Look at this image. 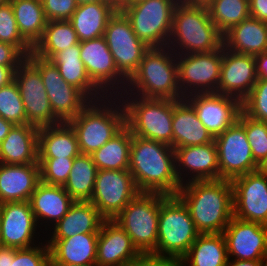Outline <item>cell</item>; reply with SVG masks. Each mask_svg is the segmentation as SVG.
Here are the masks:
<instances>
[{
  "label": "cell",
  "mask_w": 267,
  "mask_h": 266,
  "mask_svg": "<svg viewBox=\"0 0 267 266\" xmlns=\"http://www.w3.org/2000/svg\"><path fill=\"white\" fill-rule=\"evenodd\" d=\"M129 172L140 193L177 195L175 151L170 145L132 135Z\"/></svg>",
  "instance_id": "obj_1"
},
{
  "label": "cell",
  "mask_w": 267,
  "mask_h": 266,
  "mask_svg": "<svg viewBox=\"0 0 267 266\" xmlns=\"http://www.w3.org/2000/svg\"><path fill=\"white\" fill-rule=\"evenodd\" d=\"M177 196L200 234L223 233L233 217L231 180L191 181L181 185Z\"/></svg>",
  "instance_id": "obj_2"
},
{
  "label": "cell",
  "mask_w": 267,
  "mask_h": 266,
  "mask_svg": "<svg viewBox=\"0 0 267 266\" xmlns=\"http://www.w3.org/2000/svg\"><path fill=\"white\" fill-rule=\"evenodd\" d=\"M130 91V92H129ZM120 95L144 98L183 99L178 83L176 54L168 47L149 48Z\"/></svg>",
  "instance_id": "obj_3"
},
{
  "label": "cell",
  "mask_w": 267,
  "mask_h": 266,
  "mask_svg": "<svg viewBox=\"0 0 267 266\" xmlns=\"http://www.w3.org/2000/svg\"><path fill=\"white\" fill-rule=\"evenodd\" d=\"M167 46L176 55L211 52L223 46V35L210 19L207 6L179 1L173 13Z\"/></svg>",
  "instance_id": "obj_4"
},
{
  "label": "cell",
  "mask_w": 267,
  "mask_h": 266,
  "mask_svg": "<svg viewBox=\"0 0 267 266\" xmlns=\"http://www.w3.org/2000/svg\"><path fill=\"white\" fill-rule=\"evenodd\" d=\"M67 123L75 131L80 153L91 155L125 126V109L118 96H106L90 101Z\"/></svg>",
  "instance_id": "obj_5"
},
{
  "label": "cell",
  "mask_w": 267,
  "mask_h": 266,
  "mask_svg": "<svg viewBox=\"0 0 267 266\" xmlns=\"http://www.w3.org/2000/svg\"><path fill=\"white\" fill-rule=\"evenodd\" d=\"M118 97L125 109V125L132 135L159 141L173 148L174 100L144 98L137 95Z\"/></svg>",
  "instance_id": "obj_6"
},
{
  "label": "cell",
  "mask_w": 267,
  "mask_h": 266,
  "mask_svg": "<svg viewBox=\"0 0 267 266\" xmlns=\"http://www.w3.org/2000/svg\"><path fill=\"white\" fill-rule=\"evenodd\" d=\"M199 234L183 201L160 194L158 241L152 254L181 259Z\"/></svg>",
  "instance_id": "obj_7"
},
{
  "label": "cell",
  "mask_w": 267,
  "mask_h": 266,
  "mask_svg": "<svg viewBox=\"0 0 267 266\" xmlns=\"http://www.w3.org/2000/svg\"><path fill=\"white\" fill-rule=\"evenodd\" d=\"M159 193H139L113 219L141 254L153 253L158 241Z\"/></svg>",
  "instance_id": "obj_8"
},
{
  "label": "cell",
  "mask_w": 267,
  "mask_h": 266,
  "mask_svg": "<svg viewBox=\"0 0 267 266\" xmlns=\"http://www.w3.org/2000/svg\"><path fill=\"white\" fill-rule=\"evenodd\" d=\"M180 0H143L121 11L129 19L135 35L149 48L168 45L173 13Z\"/></svg>",
  "instance_id": "obj_9"
},
{
  "label": "cell",
  "mask_w": 267,
  "mask_h": 266,
  "mask_svg": "<svg viewBox=\"0 0 267 266\" xmlns=\"http://www.w3.org/2000/svg\"><path fill=\"white\" fill-rule=\"evenodd\" d=\"M26 58L39 70L52 111L61 122L75 118L90 103L82 91L62 78L52 61L32 52Z\"/></svg>",
  "instance_id": "obj_10"
},
{
  "label": "cell",
  "mask_w": 267,
  "mask_h": 266,
  "mask_svg": "<svg viewBox=\"0 0 267 266\" xmlns=\"http://www.w3.org/2000/svg\"><path fill=\"white\" fill-rule=\"evenodd\" d=\"M223 46L211 52L176 55L178 83L183 97L216 93L222 65Z\"/></svg>",
  "instance_id": "obj_11"
},
{
  "label": "cell",
  "mask_w": 267,
  "mask_h": 266,
  "mask_svg": "<svg viewBox=\"0 0 267 266\" xmlns=\"http://www.w3.org/2000/svg\"><path fill=\"white\" fill-rule=\"evenodd\" d=\"M104 38L118 72L128 81L149 47L135 35L129 19L122 11H116L110 18Z\"/></svg>",
  "instance_id": "obj_12"
},
{
  "label": "cell",
  "mask_w": 267,
  "mask_h": 266,
  "mask_svg": "<svg viewBox=\"0 0 267 266\" xmlns=\"http://www.w3.org/2000/svg\"><path fill=\"white\" fill-rule=\"evenodd\" d=\"M139 193L129 170H98L90 202L105 220H113Z\"/></svg>",
  "instance_id": "obj_13"
},
{
  "label": "cell",
  "mask_w": 267,
  "mask_h": 266,
  "mask_svg": "<svg viewBox=\"0 0 267 266\" xmlns=\"http://www.w3.org/2000/svg\"><path fill=\"white\" fill-rule=\"evenodd\" d=\"M14 80L23 101L27 124L41 128L62 123L52 111L39 70L27 58L15 70Z\"/></svg>",
  "instance_id": "obj_14"
},
{
  "label": "cell",
  "mask_w": 267,
  "mask_h": 266,
  "mask_svg": "<svg viewBox=\"0 0 267 266\" xmlns=\"http://www.w3.org/2000/svg\"><path fill=\"white\" fill-rule=\"evenodd\" d=\"M214 142L218 154L219 179L232 180L258 169L244 126L238 120L214 137Z\"/></svg>",
  "instance_id": "obj_15"
},
{
  "label": "cell",
  "mask_w": 267,
  "mask_h": 266,
  "mask_svg": "<svg viewBox=\"0 0 267 266\" xmlns=\"http://www.w3.org/2000/svg\"><path fill=\"white\" fill-rule=\"evenodd\" d=\"M80 58L91 81L106 96L124 92L127 80L118 72L104 36L80 42Z\"/></svg>",
  "instance_id": "obj_16"
},
{
  "label": "cell",
  "mask_w": 267,
  "mask_h": 266,
  "mask_svg": "<svg viewBox=\"0 0 267 266\" xmlns=\"http://www.w3.org/2000/svg\"><path fill=\"white\" fill-rule=\"evenodd\" d=\"M233 187V216L267 226V175L247 173L231 180Z\"/></svg>",
  "instance_id": "obj_17"
},
{
  "label": "cell",
  "mask_w": 267,
  "mask_h": 266,
  "mask_svg": "<svg viewBox=\"0 0 267 266\" xmlns=\"http://www.w3.org/2000/svg\"><path fill=\"white\" fill-rule=\"evenodd\" d=\"M37 229L39 226L29 201L0 204L1 246L17 249L33 247L37 244L35 239L39 240Z\"/></svg>",
  "instance_id": "obj_18"
},
{
  "label": "cell",
  "mask_w": 267,
  "mask_h": 266,
  "mask_svg": "<svg viewBox=\"0 0 267 266\" xmlns=\"http://www.w3.org/2000/svg\"><path fill=\"white\" fill-rule=\"evenodd\" d=\"M185 99L193 106L198 119L213 137L233 125L242 111L239 99L219 93H197Z\"/></svg>",
  "instance_id": "obj_19"
},
{
  "label": "cell",
  "mask_w": 267,
  "mask_h": 266,
  "mask_svg": "<svg viewBox=\"0 0 267 266\" xmlns=\"http://www.w3.org/2000/svg\"><path fill=\"white\" fill-rule=\"evenodd\" d=\"M229 259L263 260L267 255V226L232 217L222 233Z\"/></svg>",
  "instance_id": "obj_20"
},
{
  "label": "cell",
  "mask_w": 267,
  "mask_h": 266,
  "mask_svg": "<svg viewBox=\"0 0 267 266\" xmlns=\"http://www.w3.org/2000/svg\"><path fill=\"white\" fill-rule=\"evenodd\" d=\"M255 58L236 53L223 46L219 86L216 93L242 101L257 82Z\"/></svg>",
  "instance_id": "obj_21"
},
{
  "label": "cell",
  "mask_w": 267,
  "mask_h": 266,
  "mask_svg": "<svg viewBox=\"0 0 267 266\" xmlns=\"http://www.w3.org/2000/svg\"><path fill=\"white\" fill-rule=\"evenodd\" d=\"M174 151L176 174L181 185L191 181L219 180L218 154L214 141L179 147Z\"/></svg>",
  "instance_id": "obj_22"
},
{
  "label": "cell",
  "mask_w": 267,
  "mask_h": 266,
  "mask_svg": "<svg viewBox=\"0 0 267 266\" xmlns=\"http://www.w3.org/2000/svg\"><path fill=\"white\" fill-rule=\"evenodd\" d=\"M141 253L130 236L113 220H105L97 242L96 266H130Z\"/></svg>",
  "instance_id": "obj_23"
},
{
  "label": "cell",
  "mask_w": 267,
  "mask_h": 266,
  "mask_svg": "<svg viewBox=\"0 0 267 266\" xmlns=\"http://www.w3.org/2000/svg\"><path fill=\"white\" fill-rule=\"evenodd\" d=\"M29 203L39 228L45 226L43 230L46 231L67 214L74 200L63 186L49 185L40 181L31 195Z\"/></svg>",
  "instance_id": "obj_24"
},
{
  "label": "cell",
  "mask_w": 267,
  "mask_h": 266,
  "mask_svg": "<svg viewBox=\"0 0 267 266\" xmlns=\"http://www.w3.org/2000/svg\"><path fill=\"white\" fill-rule=\"evenodd\" d=\"M39 182V163L21 165L0 163V204L29 201Z\"/></svg>",
  "instance_id": "obj_25"
},
{
  "label": "cell",
  "mask_w": 267,
  "mask_h": 266,
  "mask_svg": "<svg viewBox=\"0 0 267 266\" xmlns=\"http://www.w3.org/2000/svg\"><path fill=\"white\" fill-rule=\"evenodd\" d=\"M98 236L99 233H81L69 238L45 239L50 249L49 262L96 265Z\"/></svg>",
  "instance_id": "obj_26"
},
{
  "label": "cell",
  "mask_w": 267,
  "mask_h": 266,
  "mask_svg": "<svg viewBox=\"0 0 267 266\" xmlns=\"http://www.w3.org/2000/svg\"><path fill=\"white\" fill-rule=\"evenodd\" d=\"M39 128L31 124L14 125L0 144V163H38Z\"/></svg>",
  "instance_id": "obj_27"
},
{
  "label": "cell",
  "mask_w": 267,
  "mask_h": 266,
  "mask_svg": "<svg viewBox=\"0 0 267 266\" xmlns=\"http://www.w3.org/2000/svg\"><path fill=\"white\" fill-rule=\"evenodd\" d=\"M172 132L174 149L214 141V137L198 119L193 106L185 98L174 100Z\"/></svg>",
  "instance_id": "obj_28"
},
{
  "label": "cell",
  "mask_w": 267,
  "mask_h": 266,
  "mask_svg": "<svg viewBox=\"0 0 267 266\" xmlns=\"http://www.w3.org/2000/svg\"><path fill=\"white\" fill-rule=\"evenodd\" d=\"M223 46L252 56L267 52V22L252 17L241 21L223 35Z\"/></svg>",
  "instance_id": "obj_29"
},
{
  "label": "cell",
  "mask_w": 267,
  "mask_h": 266,
  "mask_svg": "<svg viewBox=\"0 0 267 266\" xmlns=\"http://www.w3.org/2000/svg\"><path fill=\"white\" fill-rule=\"evenodd\" d=\"M104 221L90 201H74L67 214L49 230V236L69 238L75 234L99 233Z\"/></svg>",
  "instance_id": "obj_30"
},
{
  "label": "cell",
  "mask_w": 267,
  "mask_h": 266,
  "mask_svg": "<svg viewBox=\"0 0 267 266\" xmlns=\"http://www.w3.org/2000/svg\"><path fill=\"white\" fill-rule=\"evenodd\" d=\"M50 61L57 67L62 78L82 91L91 101L106 95L91 81L80 58V42L57 53Z\"/></svg>",
  "instance_id": "obj_31"
},
{
  "label": "cell",
  "mask_w": 267,
  "mask_h": 266,
  "mask_svg": "<svg viewBox=\"0 0 267 266\" xmlns=\"http://www.w3.org/2000/svg\"><path fill=\"white\" fill-rule=\"evenodd\" d=\"M79 154L75 131L67 122L39 128L38 158H75Z\"/></svg>",
  "instance_id": "obj_32"
},
{
  "label": "cell",
  "mask_w": 267,
  "mask_h": 266,
  "mask_svg": "<svg viewBox=\"0 0 267 266\" xmlns=\"http://www.w3.org/2000/svg\"><path fill=\"white\" fill-rule=\"evenodd\" d=\"M116 10L107 3L78 5L69 20L80 42L104 36L106 26Z\"/></svg>",
  "instance_id": "obj_33"
},
{
  "label": "cell",
  "mask_w": 267,
  "mask_h": 266,
  "mask_svg": "<svg viewBox=\"0 0 267 266\" xmlns=\"http://www.w3.org/2000/svg\"><path fill=\"white\" fill-rule=\"evenodd\" d=\"M226 241L222 233L199 234L181 258L182 266H226Z\"/></svg>",
  "instance_id": "obj_34"
},
{
  "label": "cell",
  "mask_w": 267,
  "mask_h": 266,
  "mask_svg": "<svg viewBox=\"0 0 267 266\" xmlns=\"http://www.w3.org/2000/svg\"><path fill=\"white\" fill-rule=\"evenodd\" d=\"M22 38L33 48L47 24L41 0H9Z\"/></svg>",
  "instance_id": "obj_35"
},
{
  "label": "cell",
  "mask_w": 267,
  "mask_h": 266,
  "mask_svg": "<svg viewBox=\"0 0 267 266\" xmlns=\"http://www.w3.org/2000/svg\"><path fill=\"white\" fill-rule=\"evenodd\" d=\"M132 134L125 125L105 145L91 154L98 170H129Z\"/></svg>",
  "instance_id": "obj_36"
},
{
  "label": "cell",
  "mask_w": 267,
  "mask_h": 266,
  "mask_svg": "<svg viewBox=\"0 0 267 266\" xmlns=\"http://www.w3.org/2000/svg\"><path fill=\"white\" fill-rule=\"evenodd\" d=\"M79 42L69 20L47 21L43 35L32 48V53L40 58L51 60L57 53Z\"/></svg>",
  "instance_id": "obj_37"
},
{
  "label": "cell",
  "mask_w": 267,
  "mask_h": 266,
  "mask_svg": "<svg viewBox=\"0 0 267 266\" xmlns=\"http://www.w3.org/2000/svg\"><path fill=\"white\" fill-rule=\"evenodd\" d=\"M97 171L91 155L80 153L74 158L68 180L63 186L74 201H90Z\"/></svg>",
  "instance_id": "obj_38"
},
{
  "label": "cell",
  "mask_w": 267,
  "mask_h": 266,
  "mask_svg": "<svg viewBox=\"0 0 267 266\" xmlns=\"http://www.w3.org/2000/svg\"><path fill=\"white\" fill-rule=\"evenodd\" d=\"M207 9L222 35L250 17L249 0H213Z\"/></svg>",
  "instance_id": "obj_39"
},
{
  "label": "cell",
  "mask_w": 267,
  "mask_h": 266,
  "mask_svg": "<svg viewBox=\"0 0 267 266\" xmlns=\"http://www.w3.org/2000/svg\"><path fill=\"white\" fill-rule=\"evenodd\" d=\"M0 116L14 125L27 124L23 101L15 80L0 88Z\"/></svg>",
  "instance_id": "obj_40"
},
{
  "label": "cell",
  "mask_w": 267,
  "mask_h": 266,
  "mask_svg": "<svg viewBox=\"0 0 267 266\" xmlns=\"http://www.w3.org/2000/svg\"><path fill=\"white\" fill-rule=\"evenodd\" d=\"M238 121L244 126L246 137L252 149V156L259 165L267 156V122L252 119L242 111Z\"/></svg>",
  "instance_id": "obj_41"
},
{
  "label": "cell",
  "mask_w": 267,
  "mask_h": 266,
  "mask_svg": "<svg viewBox=\"0 0 267 266\" xmlns=\"http://www.w3.org/2000/svg\"><path fill=\"white\" fill-rule=\"evenodd\" d=\"M0 42L15 46L25 57L32 52V47L19 33L10 1L0 5Z\"/></svg>",
  "instance_id": "obj_42"
},
{
  "label": "cell",
  "mask_w": 267,
  "mask_h": 266,
  "mask_svg": "<svg viewBox=\"0 0 267 266\" xmlns=\"http://www.w3.org/2000/svg\"><path fill=\"white\" fill-rule=\"evenodd\" d=\"M74 158H38L40 181L49 185H61L68 180Z\"/></svg>",
  "instance_id": "obj_43"
},
{
  "label": "cell",
  "mask_w": 267,
  "mask_h": 266,
  "mask_svg": "<svg viewBox=\"0 0 267 266\" xmlns=\"http://www.w3.org/2000/svg\"><path fill=\"white\" fill-rule=\"evenodd\" d=\"M242 112L252 119L267 122V79L257 80L241 101Z\"/></svg>",
  "instance_id": "obj_44"
},
{
  "label": "cell",
  "mask_w": 267,
  "mask_h": 266,
  "mask_svg": "<svg viewBox=\"0 0 267 266\" xmlns=\"http://www.w3.org/2000/svg\"><path fill=\"white\" fill-rule=\"evenodd\" d=\"M49 258L50 249L45 241L29 248L10 247V266H49Z\"/></svg>",
  "instance_id": "obj_45"
},
{
  "label": "cell",
  "mask_w": 267,
  "mask_h": 266,
  "mask_svg": "<svg viewBox=\"0 0 267 266\" xmlns=\"http://www.w3.org/2000/svg\"><path fill=\"white\" fill-rule=\"evenodd\" d=\"M47 21L70 20L78 4L76 0H41Z\"/></svg>",
  "instance_id": "obj_46"
},
{
  "label": "cell",
  "mask_w": 267,
  "mask_h": 266,
  "mask_svg": "<svg viewBox=\"0 0 267 266\" xmlns=\"http://www.w3.org/2000/svg\"><path fill=\"white\" fill-rule=\"evenodd\" d=\"M130 266H182L181 259L158 256L152 253L140 254Z\"/></svg>",
  "instance_id": "obj_47"
},
{
  "label": "cell",
  "mask_w": 267,
  "mask_h": 266,
  "mask_svg": "<svg viewBox=\"0 0 267 266\" xmlns=\"http://www.w3.org/2000/svg\"><path fill=\"white\" fill-rule=\"evenodd\" d=\"M26 57L13 45L0 42V65L19 66Z\"/></svg>",
  "instance_id": "obj_48"
},
{
  "label": "cell",
  "mask_w": 267,
  "mask_h": 266,
  "mask_svg": "<svg viewBox=\"0 0 267 266\" xmlns=\"http://www.w3.org/2000/svg\"><path fill=\"white\" fill-rule=\"evenodd\" d=\"M250 17L267 22V0H249Z\"/></svg>",
  "instance_id": "obj_49"
},
{
  "label": "cell",
  "mask_w": 267,
  "mask_h": 266,
  "mask_svg": "<svg viewBox=\"0 0 267 266\" xmlns=\"http://www.w3.org/2000/svg\"><path fill=\"white\" fill-rule=\"evenodd\" d=\"M258 80L267 79V52L254 56Z\"/></svg>",
  "instance_id": "obj_50"
},
{
  "label": "cell",
  "mask_w": 267,
  "mask_h": 266,
  "mask_svg": "<svg viewBox=\"0 0 267 266\" xmlns=\"http://www.w3.org/2000/svg\"><path fill=\"white\" fill-rule=\"evenodd\" d=\"M18 67L19 66L0 65V88L6 86L14 80V73Z\"/></svg>",
  "instance_id": "obj_51"
},
{
  "label": "cell",
  "mask_w": 267,
  "mask_h": 266,
  "mask_svg": "<svg viewBox=\"0 0 267 266\" xmlns=\"http://www.w3.org/2000/svg\"><path fill=\"white\" fill-rule=\"evenodd\" d=\"M263 260L228 259L226 266H263Z\"/></svg>",
  "instance_id": "obj_52"
},
{
  "label": "cell",
  "mask_w": 267,
  "mask_h": 266,
  "mask_svg": "<svg viewBox=\"0 0 267 266\" xmlns=\"http://www.w3.org/2000/svg\"><path fill=\"white\" fill-rule=\"evenodd\" d=\"M14 124L10 121L3 119L0 116V144L4 138L9 134V131L13 128Z\"/></svg>",
  "instance_id": "obj_53"
},
{
  "label": "cell",
  "mask_w": 267,
  "mask_h": 266,
  "mask_svg": "<svg viewBox=\"0 0 267 266\" xmlns=\"http://www.w3.org/2000/svg\"><path fill=\"white\" fill-rule=\"evenodd\" d=\"M0 266H10V247L0 246Z\"/></svg>",
  "instance_id": "obj_54"
},
{
  "label": "cell",
  "mask_w": 267,
  "mask_h": 266,
  "mask_svg": "<svg viewBox=\"0 0 267 266\" xmlns=\"http://www.w3.org/2000/svg\"><path fill=\"white\" fill-rule=\"evenodd\" d=\"M102 2L109 4L116 11H121L126 6V0H102Z\"/></svg>",
  "instance_id": "obj_55"
},
{
  "label": "cell",
  "mask_w": 267,
  "mask_h": 266,
  "mask_svg": "<svg viewBox=\"0 0 267 266\" xmlns=\"http://www.w3.org/2000/svg\"><path fill=\"white\" fill-rule=\"evenodd\" d=\"M213 0H180L187 5L208 6Z\"/></svg>",
  "instance_id": "obj_56"
},
{
  "label": "cell",
  "mask_w": 267,
  "mask_h": 266,
  "mask_svg": "<svg viewBox=\"0 0 267 266\" xmlns=\"http://www.w3.org/2000/svg\"><path fill=\"white\" fill-rule=\"evenodd\" d=\"M259 172L267 175V156L264 158V160L258 165Z\"/></svg>",
  "instance_id": "obj_57"
},
{
  "label": "cell",
  "mask_w": 267,
  "mask_h": 266,
  "mask_svg": "<svg viewBox=\"0 0 267 266\" xmlns=\"http://www.w3.org/2000/svg\"><path fill=\"white\" fill-rule=\"evenodd\" d=\"M49 266H96V265H82V264H68L63 262H49Z\"/></svg>",
  "instance_id": "obj_58"
},
{
  "label": "cell",
  "mask_w": 267,
  "mask_h": 266,
  "mask_svg": "<svg viewBox=\"0 0 267 266\" xmlns=\"http://www.w3.org/2000/svg\"><path fill=\"white\" fill-rule=\"evenodd\" d=\"M77 4H84V3H96V2H102V0H76Z\"/></svg>",
  "instance_id": "obj_59"
},
{
  "label": "cell",
  "mask_w": 267,
  "mask_h": 266,
  "mask_svg": "<svg viewBox=\"0 0 267 266\" xmlns=\"http://www.w3.org/2000/svg\"><path fill=\"white\" fill-rule=\"evenodd\" d=\"M140 1H143V0H126V5H130V4H133L135 2H140Z\"/></svg>",
  "instance_id": "obj_60"
},
{
  "label": "cell",
  "mask_w": 267,
  "mask_h": 266,
  "mask_svg": "<svg viewBox=\"0 0 267 266\" xmlns=\"http://www.w3.org/2000/svg\"><path fill=\"white\" fill-rule=\"evenodd\" d=\"M262 262H263V266H267V255L264 257Z\"/></svg>",
  "instance_id": "obj_61"
},
{
  "label": "cell",
  "mask_w": 267,
  "mask_h": 266,
  "mask_svg": "<svg viewBox=\"0 0 267 266\" xmlns=\"http://www.w3.org/2000/svg\"><path fill=\"white\" fill-rule=\"evenodd\" d=\"M9 2V0H0V5H3L5 3Z\"/></svg>",
  "instance_id": "obj_62"
}]
</instances>
